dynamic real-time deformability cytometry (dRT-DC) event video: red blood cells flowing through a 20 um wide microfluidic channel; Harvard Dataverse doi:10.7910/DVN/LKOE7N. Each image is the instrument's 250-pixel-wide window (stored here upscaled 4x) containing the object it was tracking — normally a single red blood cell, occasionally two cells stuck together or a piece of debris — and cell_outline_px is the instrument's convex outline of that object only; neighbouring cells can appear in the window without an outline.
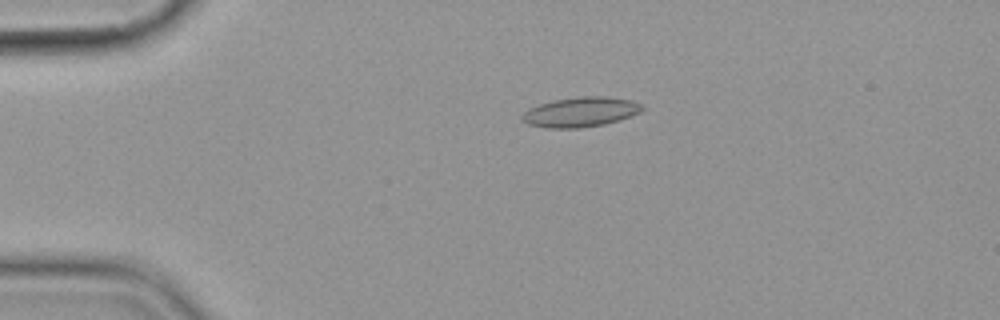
{"species": "common noctule bat (a hibernating species)", "species_latin": "Nyctalus noctula", "temperature_condition": "cold", "stored_images_in_passage": 6, "camera_frame_rate_fps": 3000, "um_per_image_px": 0.085, "animal": {"sex": "female", "body_mass_g": 19.9}, "frame": {"image": 1, "passage_image": 4, "time_ms": 3.333, "image_size_px": [1000, 320], "cell_outline_px": [[644, 108], [640, 112], [632, 116], [620, 120], [604, 124], [580, 128], [544, 128], [528, 124], [520, 120], [520, 116], [528, 108], [552, 100], [580, 96], [608, 96], [632, 100], [644, 104]], "centroid_in_image_um": [49.35, 9.52], "position_along_channel_um": 35.6, "area_um2": 21.27}}
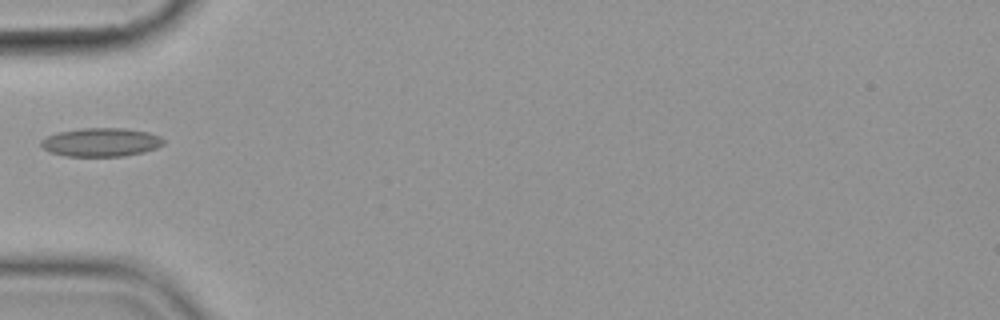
{"frame": {"image": 2, "passage_image": 6, "time_ms": 5.667, "image_size_px": [1000, 320], "cell_outline_px": [[164, 144], [156, 148], [144, 152], [124, 156], [68, 156], [48, 152], [40, 144], [40, 140], [48, 136], [60, 132], [80, 128], [124, 128], [148, 132], [160, 136], [164, 140]], "centroid_in_image_um": [8.6, 12.09], "position_along_channel_um": 76.4, "area_um2": 20.4}}